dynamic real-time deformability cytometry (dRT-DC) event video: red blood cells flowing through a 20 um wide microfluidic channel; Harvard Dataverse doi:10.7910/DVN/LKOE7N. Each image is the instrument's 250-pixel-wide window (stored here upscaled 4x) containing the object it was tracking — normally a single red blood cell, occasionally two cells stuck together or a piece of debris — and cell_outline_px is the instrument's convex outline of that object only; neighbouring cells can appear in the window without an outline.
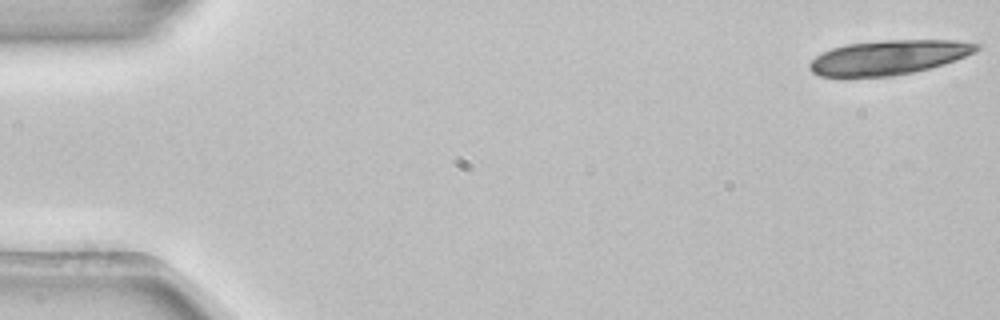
{"species": "common noctule bat (a hibernating species)", "species_latin": "Nyctalus noctula", "temperature_condition": "room temperature", "stored_images_in_passage": 4, "camera_frame_rate_fps": 3000, "um_per_image_px": 0.085, "animal": {"sex": "female", "body_mass_g": 22.7, "forearm_length_mm": 54.2}, "frame": {"image": 1, "passage_image": 1, "time_ms": 0.0, "image_size_px": [1000, 320], "cell_outline_px": [[984, 44], [980, 48], [956, 60], [944, 64], [912, 72], [892, 76], [848, 80], [840, 80], [820, 76], [812, 72], [808, 68], [808, 64], [816, 56], [832, 48], [844, 44], [880, 40], [956, 40]], "centroid_in_image_um": [75.44, 4.92], "position_along_channel_um": 9.6, "area_um2": 34.62}}
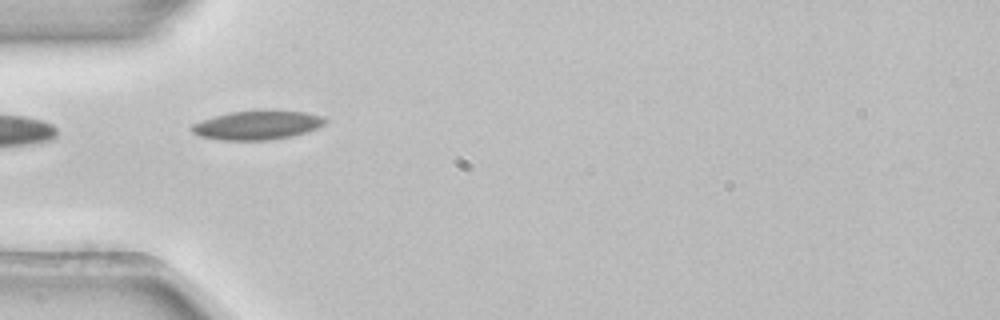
{"frame": {"image": 2, "passage_image": 4, "time_ms": 1.0, "image_size_px": [1000, 320], "cell_outline_px": [[328, 120], [324, 124], [316, 128], [292, 136], [268, 140], [224, 140], [200, 136], [192, 132], [192, 124], [216, 116], [232, 112], [264, 108], [272, 108], [304, 112], [324, 116]], "centroid_in_image_um": [21.94, 10.6], "position_along_channel_um": 63.1, "area_um2": 22.83}}